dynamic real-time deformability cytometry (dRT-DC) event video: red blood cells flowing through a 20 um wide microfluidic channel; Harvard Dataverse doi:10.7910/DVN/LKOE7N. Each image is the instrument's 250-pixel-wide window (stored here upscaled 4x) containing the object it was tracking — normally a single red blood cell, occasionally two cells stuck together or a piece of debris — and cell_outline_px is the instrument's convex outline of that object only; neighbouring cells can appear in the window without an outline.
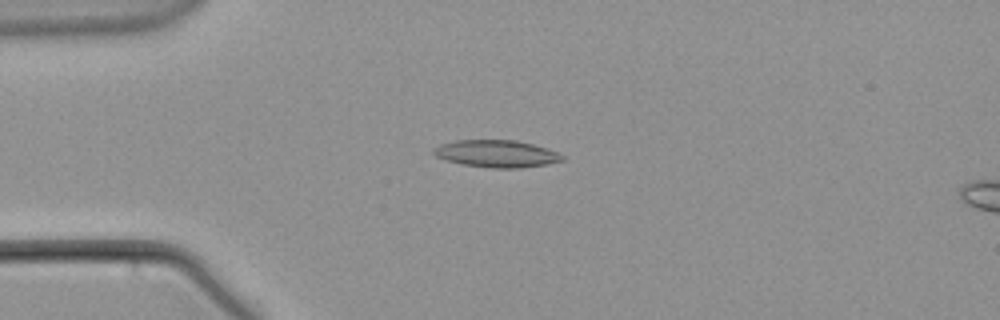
{"species": "common noctule bat (a hibernating species)", "species_latin": "Nyctalus noctula", "temperature_condition": "warm", "stored_images_in_passage": 43, "camera_frame_rate_fps": 3000, "um_per_image_px": 0.085, "animal": {"sex": "male", "body_mass_g": 21.5, "forearm_length_mm": 52.0}, "frame": {"image": 1, "passage_image": 1, "time_ms": 0.0, "image_size_px": [1000, 320], "cell_outline_px": [[564, 160], [548, 164], [520, 168], [492, 168], [460, 164], [444, 160], [436, 156], [432, 152], [432, 148], [440, 144], [456, 140], [516, 140], [532, 144], [556, 152], [564, 156]], "centroid_in_image_um": [42.15, 13.07], "position_along_channel_um": 42.8, "area_um2": 20.46}}
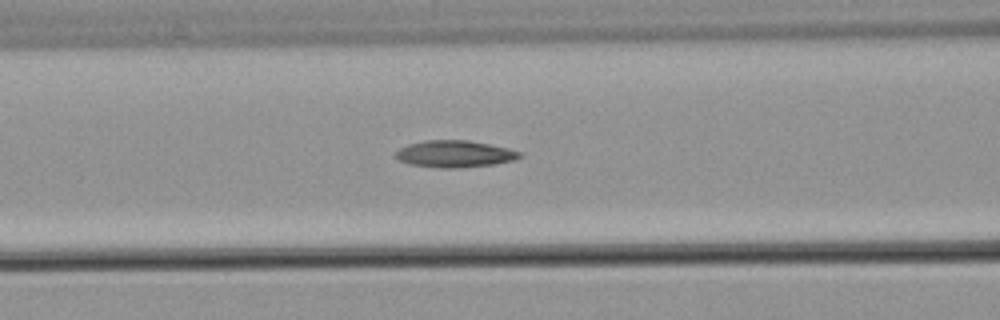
{"frame": {"image": 2, "passage_image": 10, "time_ms": 3.0, "image_size_px": [1000, 320], "cell_outline_px": [[520, 156], [516, 160], [496, 164], [460, 168], [440, 168], [408, 164], [400, 160], [396, 156], [396, 152], [400, 148], [408, 144], [424, 140], [468, 140], [508, 148], [520, 152]], "centroid_in_image_um": [38.65, 13.09], "position_along_channel_um": 127.9, "area_um2": 19.42}}
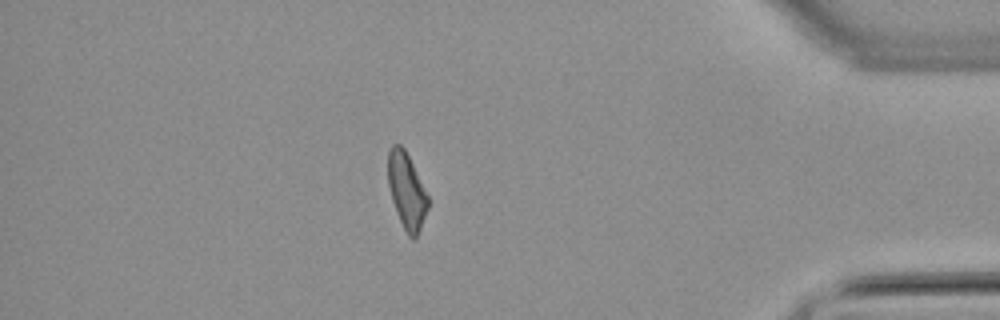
{"frame": {"image": 3, "passage_image": 36, "time_ms": 11.667, "image_size_px": [1000, 320], "cell_outline_px": [[428, 208], [416, 240], [412, 240], [408, 236], [396, 212], [392, 200], [388, 184], [388, 152], [392, 144], [400, 144], [404, 148], [428, 196]], "centroid_in_image_um": [34.55, 16.25], "position_along_channel_um": 400.6, "area_um2": 17.51}}